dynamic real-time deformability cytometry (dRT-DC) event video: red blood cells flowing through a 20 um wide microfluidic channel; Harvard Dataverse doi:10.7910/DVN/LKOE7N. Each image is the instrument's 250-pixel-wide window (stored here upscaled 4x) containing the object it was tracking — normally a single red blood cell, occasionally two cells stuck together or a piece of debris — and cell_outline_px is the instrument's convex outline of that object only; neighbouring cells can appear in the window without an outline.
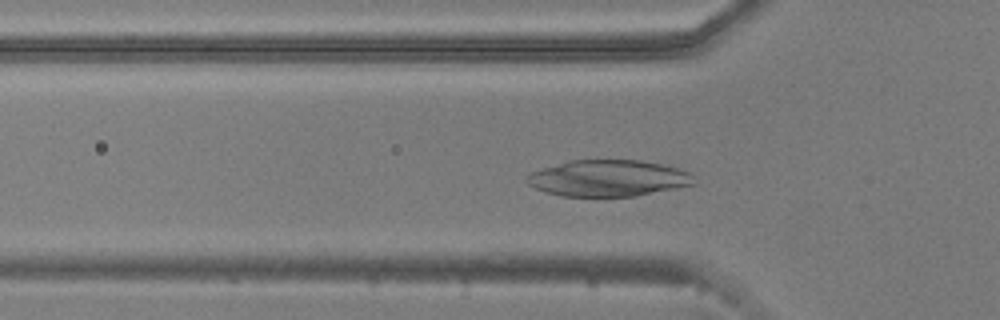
{"species": "common noctule bat (a hibernating species)", "species_latin": "Nyctalus noctula", "temperature_condition": "warm", "stored_images_in_passage": 43, "camera_frame_rate_fps": 3000, "um_per_image_px": 0.085, "animal": {"sex": "male", "body_mass_g": 20.5, "forearm_length_mm": 52.5}, "frame": {"image": 1, "passage_image": 15, "time_ms": 4.667, "image_size_px": [1000, 320], "cell_outline_px": [[696, 184], [636, 196], [564, 196], [548, 192], [536, 188], [528, 184], [524, 180], [524, 176], [532, 172], [568, 160], [640, 160], [660, 164], [676, 168], [688, 172], [692, 176]], "centroid_in_image_um": [51.68, 15.14], "position_along_channel_um": 74.1, "area_um2": 35.2}}
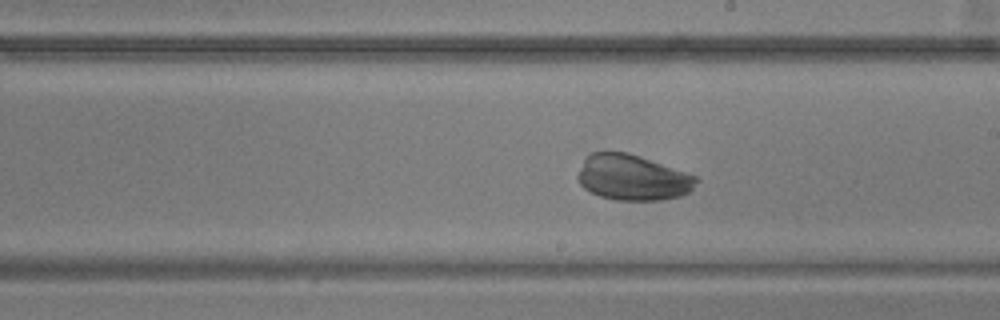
{"frame": {"image": 2, "passage_image": 28, "time_ms": 9.0, "image_size_px": [1000, 320], "cell_outline_px": [[700, 180], [688, 192], [680, 196], [660, 200], [616, 200], [600, 196], [584, 188], [580, 184], [576, 176], [584, 160], [592, 152], [628, 152], [696, 176]], "centroid_in_image_um": [53.76, 15.09], "position_along_channel_um": 235.2, "area_um2": 31.21}}
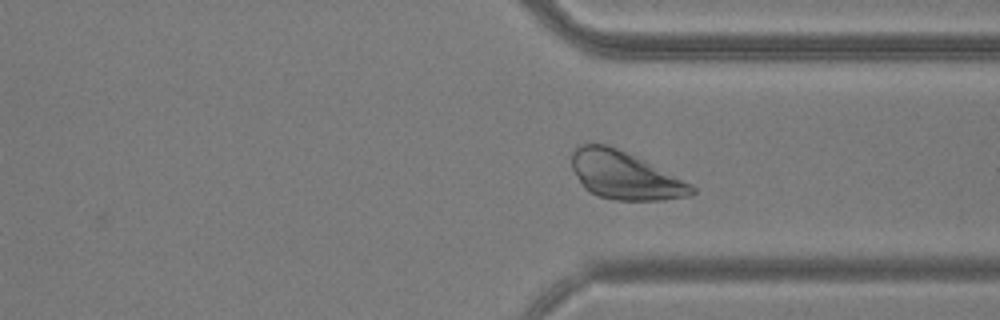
{"frame": {"image": 3, "passage_image": 38, "time_ms": 12.333, "image_size_px": [1000, 320], "cell_outline_px": [[696, 192], [688, 196], [660, 200], [616, 200], [600, 196], [588, 192], [584, 188], [572, 168], [572, 152], [576, 144], [604, 144], [616, 148], [644, 160], [692, 184], [696, 188]], "centroid_in_image_um": [53.09, 14.91], "position_along_channel_um": 358.3, "area_um2": 33.23}}